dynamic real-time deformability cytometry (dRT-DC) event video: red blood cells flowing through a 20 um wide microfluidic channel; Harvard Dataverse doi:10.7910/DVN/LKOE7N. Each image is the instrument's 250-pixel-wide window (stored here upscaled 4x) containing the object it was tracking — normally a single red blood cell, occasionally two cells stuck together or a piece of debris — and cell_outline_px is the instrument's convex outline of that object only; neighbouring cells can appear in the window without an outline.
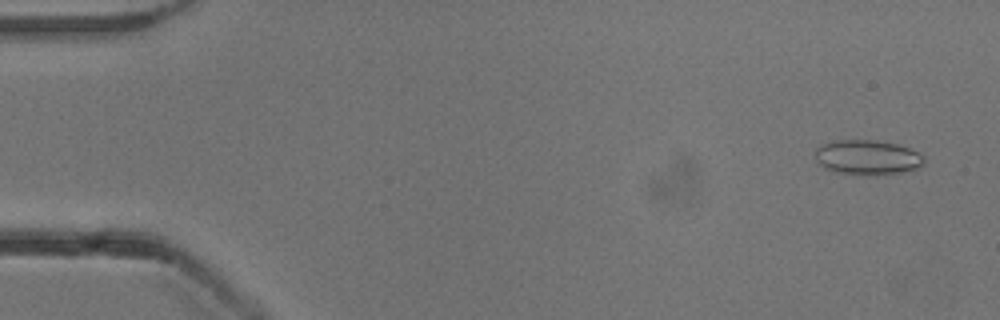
{"species": "common noctule bat (a hibernating species)", "species_latin": "Nyctalus noctula", "temperature_condition": "cold", "stored_images_in_passage": 53, "camera_frame_rate_fps": 3000, "um_per_image_px": 0.085, "animal": {"sex": "male", "body_mass_g": 13.3}, "frame": {"image": 1, "passage_image": 3, "time_ms": 0.667, "image_size_px": [1000, 320], "cell_outline_px": [[924, 164], [916, 168], [896, 172], [836, 172], [824, 168], [816, 160], [816, 148], [820, 144], [836, 140], [876, 140], [896, 144], [908, 148], [924, 156]], "centroid_in_image_um": [73.68, 13.31], "position_along_channel_um": 11.3, "area_um2": 21.1}}
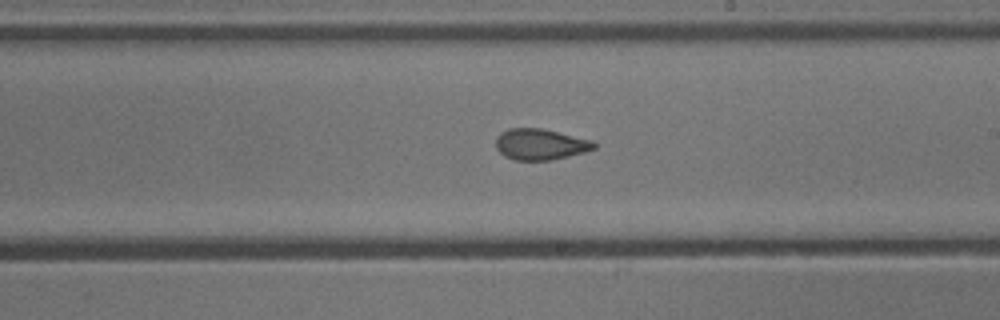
{"frame": {"image": 2, "passage_image": 31, "time_ms": 10.0, "image_size_px": [1000, 320], "cell_outline_px": [[596, 148], [584, 152], [552, 160], [516, 160], [504, 156], [496, 148], [496, 136], [500, 132], [508, 128], [540, 128], [592, 140], [596, 144]], "centroid_in_image_um": [45.9, 12.26], "position_along_channel_um": 243.1, "area_um2": 17.74}}
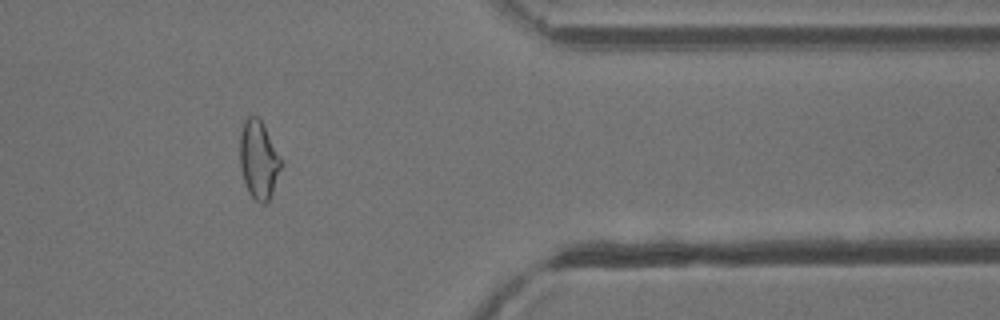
{"frame": {"image": 3, "passage_image": 44, "time_ms": 14.333, "image_size_px": [1000, 320], "cell_outline_px": [[284, 164], [272, 192], [268, 200], [264, 204], [260, 204], [248, 192], [240, 168], [240, 132], [244, 120], [248, 116], [256, 116], [260, 120]], "centroid_in_image_um": [21.98, 13.6], "position_along_channel_um": 389.4, "area_um2": 18.61}, "authors_computed_cell_mechanics": {"area_um2": 19.3052, "velocity_mm_per_s": 3.8465, "shape_relaxation_time_tau1_ms": null, "shape_relaxation_time_tau2_ms": 1.894, "deformation_change_tau1": null, "deformation_change_tau2": 0.0845}}